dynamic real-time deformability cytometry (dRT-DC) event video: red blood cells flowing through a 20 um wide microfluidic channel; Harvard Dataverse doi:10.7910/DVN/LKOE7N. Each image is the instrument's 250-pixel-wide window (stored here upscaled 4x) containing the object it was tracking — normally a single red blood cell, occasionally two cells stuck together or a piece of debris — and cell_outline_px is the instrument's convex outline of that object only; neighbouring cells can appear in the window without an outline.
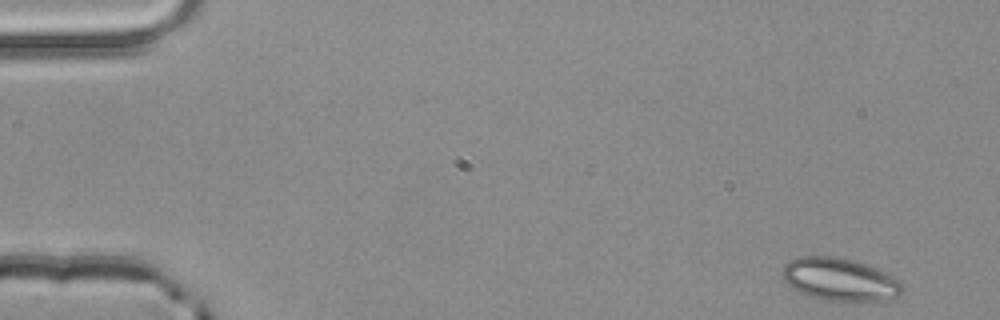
{"species": "common noctule bat (a hibernating species)", "species_latin": "Nyctalus noctula", "temperature_condition": "room temperature", "stored_images_in_passage": 3, "camera_frame_rate_fps": 3000, "um_per_image_px": 0.085, "animal": {"sex": "male", "body_mass_g": 20.4}, "frame": {"image": 1, "passage_image": 1, "time_ms": 0.0, "image_size_px": [1000, 320], "cell_outline_px": [[904, 292], [896, 296], [884, 300], [824, 300], [808, 296], [792, 288], [784, 280], [780, 272], [784, 264], [788, 260], [800, 256], [832, 256], [852, 260], [888, 272], [900, 280], [904, 284]], "centroid_in_image_um": [71.37, 23.74], "position_along_channel_um": 13.6, "area_um2": 30.06}}